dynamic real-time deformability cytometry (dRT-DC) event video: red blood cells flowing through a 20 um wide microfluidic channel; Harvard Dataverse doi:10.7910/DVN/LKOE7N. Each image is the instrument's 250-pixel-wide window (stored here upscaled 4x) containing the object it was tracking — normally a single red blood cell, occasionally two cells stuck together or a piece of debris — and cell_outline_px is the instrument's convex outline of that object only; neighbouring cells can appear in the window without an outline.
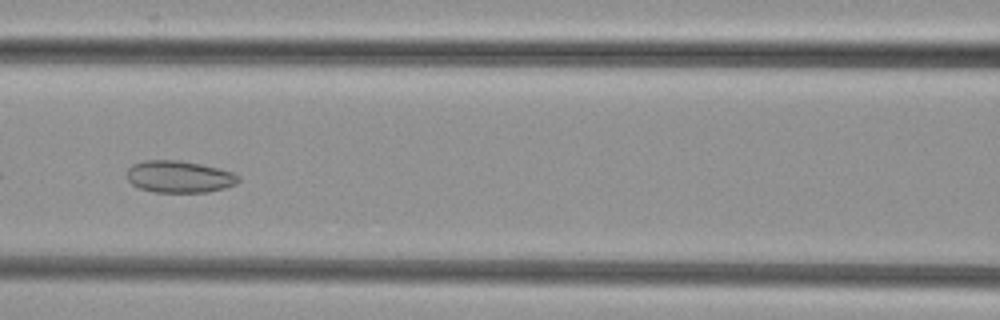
{"species": "common noctule bat (a hibernating species)", "species_latin": "Nyctalus noctula", "temperature_condition": "cold", "stored_images_in_passage": 6, "camera_frame_rate_fps": 3000, "um_per_image_px": 0.085, "animal": {"sex": "female", "body_mass_g": 29.2, "forearm_length_mm": 56.3}, "frame": {"image": 1, "passage_image": 6, "time_ms": 1.667, "image_size_px": [1000, 320], "cell_outline_px": [[240, 180], [236, 184], [224, 188], [208, 192], [152, 192], [140, 188], [132, 184], [128, 180], [128, 168], [132, 164], [144, 160], [180, 160], [200, 164], [232, 172], [240, 176]], "centroid_in_image_um": [15.23, 15.02], "position_along_channel_um": 151.4, "area_um2": 20.75}}